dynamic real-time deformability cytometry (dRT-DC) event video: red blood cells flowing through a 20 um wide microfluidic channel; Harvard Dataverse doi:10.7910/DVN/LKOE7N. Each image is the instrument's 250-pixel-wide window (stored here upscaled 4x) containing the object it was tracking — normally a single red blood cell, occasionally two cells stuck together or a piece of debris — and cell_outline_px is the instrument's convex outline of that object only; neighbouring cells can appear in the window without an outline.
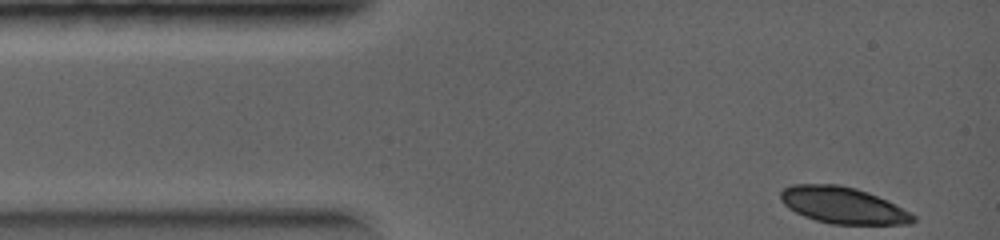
{"species": "common noctule bat (a hibernating species)", "species_latin": "Nyctalus noctula", "temperature_condition": "warm", "stored_images_in_passage": 4, "camera_frame_rate_fps": 5000, "um_per_image_px": 0.085, "animal": {"sex": "female", "body_mass_g": 19.0, "forearm_length_mm": 56.7}, "frame": {"image": 1, "passage_image": 1, "time_ms": 0.0, "image_size_px": [1000, 240], "cell_outline_px": [[916, 220], [912, 224], [832, 224], [816, 220], [804, 216], [788, 208], [780, 200], [780, 192], [784, 188], [792, 184], [840, 184], [856, 188], [868, 192], [888, 200], [916, 216]], "centroid_in_image_um": [71.65, 17.44], "position_along_channel_um": 13.3, "area_um2": 28.32}}